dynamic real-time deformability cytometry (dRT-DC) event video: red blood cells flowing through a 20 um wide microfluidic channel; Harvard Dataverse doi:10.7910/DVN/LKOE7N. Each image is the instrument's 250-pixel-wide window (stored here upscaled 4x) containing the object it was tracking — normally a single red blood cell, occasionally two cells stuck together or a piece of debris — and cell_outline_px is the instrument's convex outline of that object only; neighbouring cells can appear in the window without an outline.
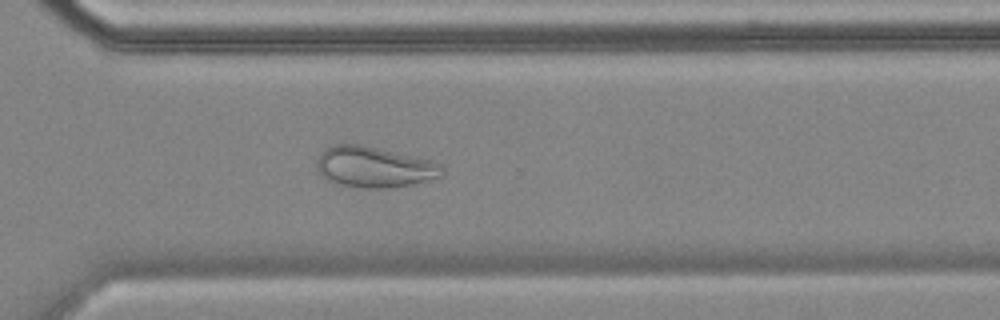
{"species": "common noctule bat (a hibernating species)", "species_latin": "Nyctalus noctula", "temperature_condition": "cold", "stored_images_in_passage": 56, "camera_frame_rate_fps": 3000, "um_per_image_px": 0.085, "animal": {"sex": "female", "body_mass_g": 18.4}, "frame": {"image": 1, "passage_image": 40, "time_ms": 13.0, "image_size_px": [1000, 320], "cell_outline_px": [[444, 176], [412, 184], [392, 188], [364, 188], [332, 184], [316, 168], [316, 160], [324, 148], [332, 144], [360, 144], [432, 160], [440, 164], [444, 168]], "centroid_in_image_um": [31.8, 14.2], "position_along_channel_um": 338.8, "area_um2": 30.17}}
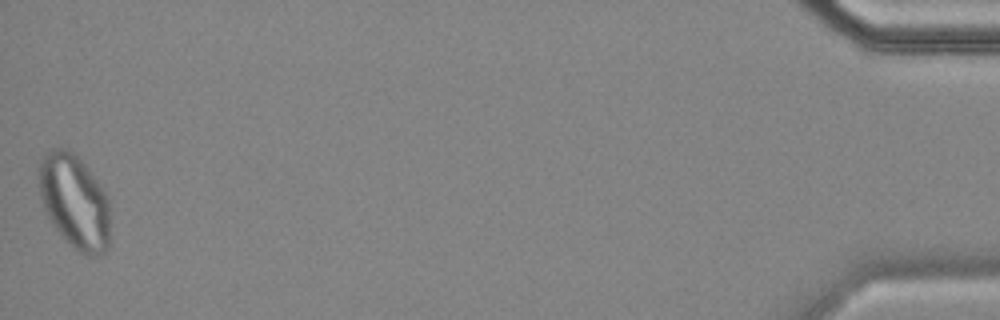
{"frame": {"image": 2, "passage_image": 56, "time_ms": 18.333, "image_size_px": [1000, 320], "cell_outline_px": [[108, 248], [100, 256], [84, 256], [56, 228], [48, 216], [44, 208], [40, 196], [40, 164], [44, 156], [52, 148], [68, 148], [84, 164], [104, 188], [108, 196]], "centroid_in_image_um": [6.36, 17.12], "position_along_channel_um": 428.8, "area_um2": 38.38}}